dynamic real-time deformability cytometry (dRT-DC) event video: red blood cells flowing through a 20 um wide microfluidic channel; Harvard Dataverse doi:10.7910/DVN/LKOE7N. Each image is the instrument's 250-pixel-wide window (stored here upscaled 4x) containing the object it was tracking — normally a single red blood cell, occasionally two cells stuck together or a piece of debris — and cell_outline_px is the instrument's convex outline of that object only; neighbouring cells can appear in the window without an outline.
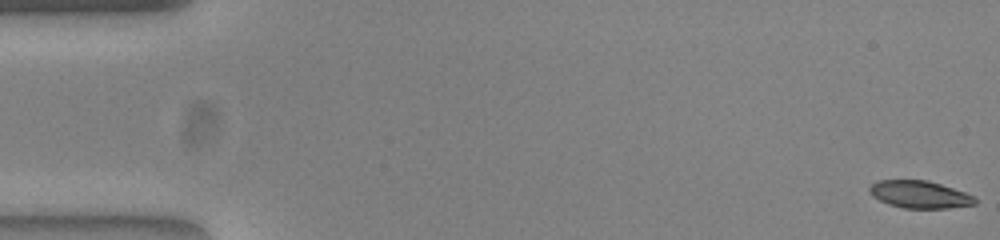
{"species": "common noctule bat (a hibernating species)", "species_latin": "Nyctalus noctula", "temperature_condition": "warm", "stored_images_in_passage": 53, "camera_frame_rate_fps": 3000, "um_per_image_px": 0.085, "animal": {"sex": "female", "body_mass_g": 23.0, "forearm_length_mm": 53.4}, "frame": {"image": 1, "passage_image": 1, "time_ms": 0.0, "image_size_px": [1000, 240], "cell_outline_px": [[976, 204], [948, 208], [904, 208], [888, 204], [872, 196], [868, 192], [868, 188], [876, 180], [928, 180], [964, 192], [972, 196], [976, 200]], "centroid_in_image_um": [78.12, 16.52], "position_along_channel_um": 6.9, "area_um2": 16.76}}
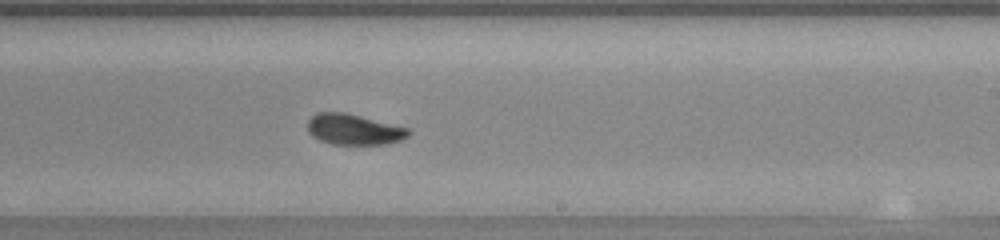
{"frame": {"image": 2, "passage_image": 32, "time_ms": 10.333, "image_size_px": [1000, 240], "cell_outline_px": [[412, 132], [408, 136], [400, 140], [384, 144], [332, 144], [320, 140], [312, 136], [308, 132], [308, 120], [316, 112], [344, 112], [408, 128]], "centroid_in_image_um": [30.05, 11.0], "position_along_channel_um": 258.9, "area_um2": 17.92}}
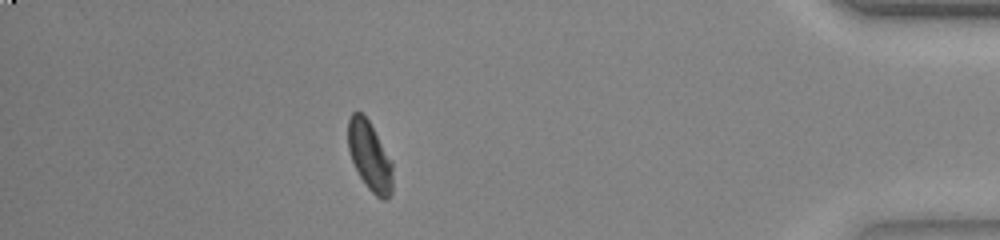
{"frame": {"image": 3, "passage_image": 47, "time_ms": 15.333, "image_size_px": [1000, 240], "cell_outline_px": [[392, 192], [388, 200], [380, 200], [368, 188], [360, 176], [352, 160], [348, 148], [348, 120], [352, 112], [360, 112], [368, 120], [392, 160]], "centroid_in_image_um": [31.44, 13.3], "position_along_channel_um": 403.8, "area_um2": 17.92}, "authors_computed_cell_mechanics": {"area_um2": 18.2648, "velocity_mm_per_s": 3.8663, "shape_relaxation_time_tau1_ms": 2.66, "shape_relaxation_time_tau2_ms": 2.5536, "deformation_change_tau1": 0.1305, "deformation_change_tau2": 0.0645}}